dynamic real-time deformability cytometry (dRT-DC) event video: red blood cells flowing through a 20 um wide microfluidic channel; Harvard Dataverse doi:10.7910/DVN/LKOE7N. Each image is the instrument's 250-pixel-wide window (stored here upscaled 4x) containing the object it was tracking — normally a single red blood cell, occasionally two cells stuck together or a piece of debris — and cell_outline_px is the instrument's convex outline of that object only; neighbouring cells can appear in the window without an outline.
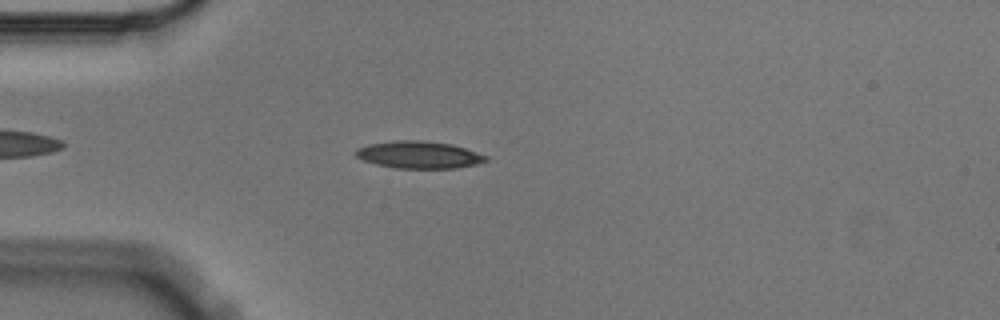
{"species": "Egyptian fruit bat (a non-hibernating species)", "species_latin": "Rousettus aegyptiacus", "temperature_condition": "cold", "stored_images_in_passage": 3, "camera_frame_rate_fps": 3000, "um_per_image_px": 0.085, "animal": {"sex": "male"}, "frame": {"image": 1, "passage_image": 3, "time_ms": 0.667, "image_size_px": [1000, 320], "cell_outline_px": [[488, 160], [476, 164], [456, 168], [396, 168], [376, 164], [364, 160], [356, 156], [352, 152], [356, 148], [368, 144], [396, 140], [420, 140], [452, 144], [488, 156]], "centroid_in_image_um": [35.57, 13.15], "position_along_channel_um": 49.4, "area_um2": 20.63}}